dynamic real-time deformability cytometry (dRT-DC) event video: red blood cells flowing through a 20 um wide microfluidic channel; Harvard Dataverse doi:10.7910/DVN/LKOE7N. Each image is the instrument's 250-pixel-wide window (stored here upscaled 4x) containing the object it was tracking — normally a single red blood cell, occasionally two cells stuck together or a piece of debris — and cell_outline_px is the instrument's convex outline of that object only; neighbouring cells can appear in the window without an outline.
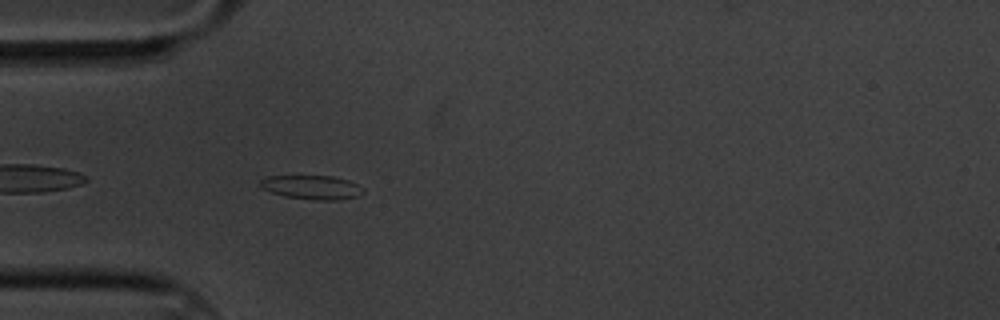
{"species": "common noctule bat (a hibernating species)", "species_latin": "Nyctalus noctula", "temperature_condition": "cold", "stored_images_in_passage": 35, "camera_frame_rate_fps": 3000, "um_per_image_px": 0.085, "animal": {"sex": "male", "body_mass_g": 20.1, "forearm_length_mm": 53.5}, "frame": {"image": 1, "passage_image": 4, "time_ms": 1.0, "image_size_px": [1000, 320], "cell_outline_px": [[364, 192], [356, 196], [336, 200], [316, 200], [288, 196], [272, 192], [264, 188], [260, 184], [260, 180], [268, 176], [332, 176], [348, 180], [364, 188]], "centroid_in_image_um": [26.54, 15.91], "position_along_channel_um": 58.5, "area_um2": 14.05}}
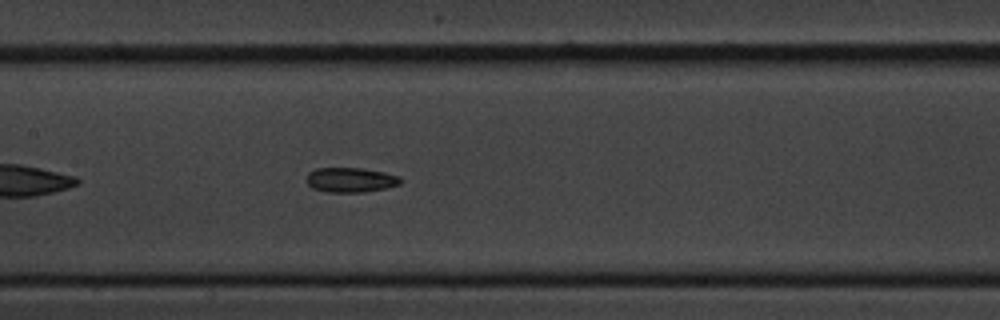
{"frame": {"image": 2, "passage_image": 15, "time_ms": 4.667, "image_size_px": [1000, 320], "cell_outline_px": [[400, 184], [388, 188], [364, 192], [328, 192], [312, 188], [308, 184], [308, 172], [316, 168], [360, 168], [384, 172], [400, 176]], "centroid_in_image_um": [29.82, 15.29], "position_along_channel_um": 177.6, "area_um2": 13.53}}
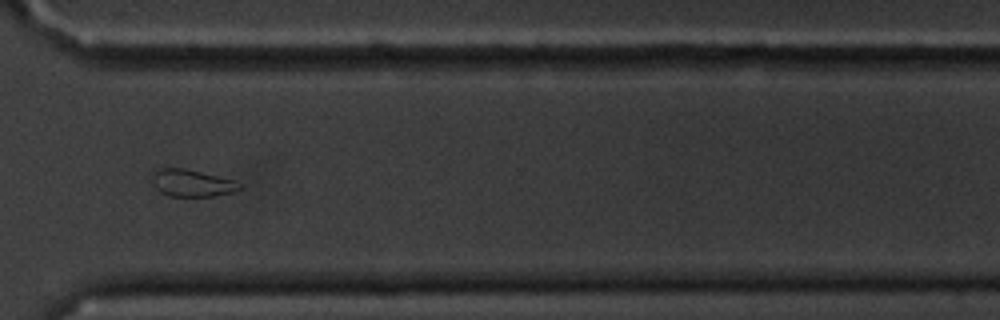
{"frame": {"image": 3, "passage_image": 31, "time_ms": 10.0, "image_size_px": [1000, 320], "cell_outline_px": [[244, 188], [232, 192], [216, 196], [168, 196], [160, 192], [156, 188], [148, 176], [160, 168], [184, 168], [236, 180], [244, 184]], "centroid_in_image_um": [16.33, 15.56], "position_along_channel_um": 354.3, "area_um2": 14.16}, "authors_computed_cell_mechanics": {"area_um2": 13.5252, "velocity_mm_per_s": 3.3189, "shape_relaxation_time_tau1_ms": 3.1531, "shape_relaxation_time_tau2_ms": 5.0353, "deformation_change_tau1": 0.0981, "deformation_change_tau2": 0.1119}}